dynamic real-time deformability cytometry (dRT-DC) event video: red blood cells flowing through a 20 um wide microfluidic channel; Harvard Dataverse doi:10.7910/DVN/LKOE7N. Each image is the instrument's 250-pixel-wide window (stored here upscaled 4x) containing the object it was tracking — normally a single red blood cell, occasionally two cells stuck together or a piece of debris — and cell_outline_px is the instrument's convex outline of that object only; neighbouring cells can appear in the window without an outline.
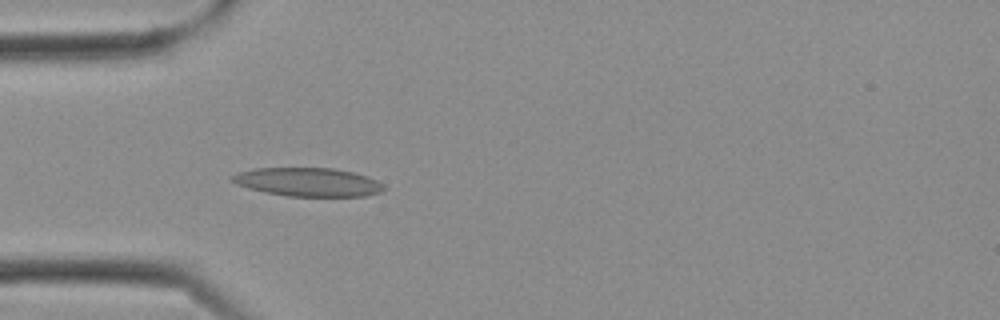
{"species": "Egyptian fruit bat (a non-hibernating species)", "species_latin": "Rousettus aegyptiacus", "temperature_condition": "cold", "stored_images_in_passage": 6, "camera_frame_rate_fps": 3000, "um_per_image_px": 0.085, "frame": {"image": 1, "passage_image": 6, "time_ms": 1.667, "image_size_px": [1000, 320], "cell_outline_px": [[388, 188], [380, 192], [368, 196], [288, 196], [264, 192], [248, 188], [236, 184], [232, 180], [232, 176], [236, 172], [252, 168], [332, 168], [352, 172], [368, 176], [384, 184]], "centroid_in_image_um": [26.2, 15.47], "position_along_channel_um": 58.8, "area_um2": 25.43}}